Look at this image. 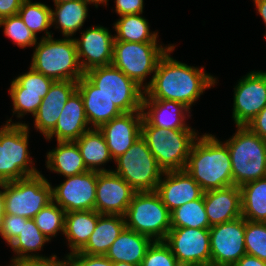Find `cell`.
I'll use <instances>...</instances> for the list:
<instances>
[{
    "label": "cell",
    "instance_id": "6da1fadb",
    "mask_svg": "<svg viewBox=\"0 0 266 266\" xmlns=\"http://www.w3.org/2000/svg\"><path fill=\"white\" fill-rule=\"evenodd\" d=\"M175 45L161 57L150 82L145 85L143 100H170L183 103L189 109L205 89L216 79L204 67L197 68L173 59L170 53Z\"/></svg>",
    "mask_w": 266,
    "mask_h": 266
},
{
    "label": "cell",
    "instance_id": "7a4b0ae2",
    "mask_svg": "<svg viewBox=\"0 0 266 266\" xmlns=\"http://www.w3.org/2000/svg\"><path fill=\"white\" fill-rule=\"evenodd\" d=\"M184 170L200 185L203 192L233 186L228 147L210 133L200 138L198 135Z\"/></svg>",
    "mask_w": 266,
    "mask_h": 266
},
{
    "label": "cell",
    "instance_id": "3957f363",
    "mask_svg": "<svg viewBox=\"0 0 266 266\" xmlns=\"http://www.w3.org/2000/svg\"><path fill=\"white\" fill-rule=\"evenodd\" d=\"M30 67L54 81H76L83 76L74 38H41L35 45Z\"/></svg>",
    "mask_w": 266,
    "mask_h": 266
},
{
    "label": "cell",
    "instance_id": "277c9868",
    "mask_svg": "<svg viewBox=\"0 0 266 266\" xmlns=\"http://www.w3.org/2000/svg\"><path fill=\"white\" fill-rule=\"evenodd\" d=\"M236 127V133L224 143L231 158L233 185L240 187L266 177V140L247 126Z\"/></svg>",
    "mask_w": 266,
    "mask_h": 266
},
{
    "label": "cell",
    "instance_id": "5b68a950",
    "mask_svg": "<svg viewBox=\"0 0 266 266\" xmlns=\"http://www.w3.org/2000/svg\"><path fill=\"white\" fill-rule=\"evenodd\" d=\"M197 135L193 129L167 131L151 126L144 118L141 123V137L164 172L185 169Z\"/></svg>",
    "mask_w": 266,
    "mask_h": 266
},
{
    "label": "cell",
    "instance_id": "8992f818",
    "mask_svg": "<svg viewBox=\"0 0 266 266\" xmlns=\"http://www.w3.org/2000/svg\"><path fill=\"white\" fill-rule=\"evenodd\" d=\"M11 122L10 118V120L0 128L1 183L16 181L40 173L32 166L34 164L29 156L28 125L26 123Z\"/></svg>",
    "mask_w": 266,
    "mask_h": 266
},
{
    "label": "cell",
    "instance_id": "52a82bcc",
    "mask_svg": "<svg viewBox=\"0 0 266 266\" xmlns=\"http://www.w3.org/2000/svg\"><path fill=\"white\" fill-rule=\"evenodd\" d=\"M124 218L126 228L154 241H164L171 229V213L156 191L135 192Z\"/></svg>",
    "mask_w": 266,
    "mask_h": 266
},
{
    "label": "cell",
    "instance_id": "ba28073f",
    "mask_svg": "<svg viewBox=\"0 0 266 266\" xmlns=\"http://www.w3.org/2000/svg\"><path fill=\"white\" fill-rule=\"evenodd\" d=\"M114 161L117 168L111 171L123 178L135 192L156 191L164 171L141 136Z\"/></svg>",
    "mask_w": 266,
    "mask_h": 266
},
{
    "label": "cell",
    "instance_id": "9c48e42d",
    "mask_svg": "<svg viewBox=\"0 0 266 266\" xmlns=\"http://www.w3.org/2000/svg\"><path fill=\"white\" fill-rule=\"evenodd\" d=\"M84 75L122 112H142L145 90L112 64L89 69Z\"/></svg>",
    "mask_w": 266,
    "mask_h": 266
},
{
    "label": "cell",
    "instance_id": "30bf717a",
    "mask_svg": "<svg viewBox=\"0 0 266 266\" xmlns=\"http://www.w3.org/2000/svg\"><path fill=\"white\" fill-rule=\"evenodd\" d=\"M171 46L163 47L157 42L114 41L111 64L145 90L144 80L155 73L159 60Z\"/></svg>",
    "mask_w": 266,
    "mask_h": 266
},
{
    "label": "cell",
    "instance_id": "8fae6325",
    "mask_svg": "<svg viewBox=\"0 0 266 266\" xmlns=\"http://www.w3.org/2000/svg\"><path fill=\"white\" fill-rule=\"evenodd\" d=\"M52 187L41 174L5 183V214L33 219L52 202Z\"/></svg>",
    "mask_w": 266,
    "mask_h": 266
},
{
    "label": "cell",
    "instance_id": "7c38bea8",
    "mask_svg": "<svg viewBox=\"0 0 266 266\" xmlns=\"http://www.w3.org/2000/svg\"><path fill=\"white\" fill-rule=\"evenodd\" d=\"M245 228L242 216L209 228L211 266H233L246 254Z\"/></svg>",
    "mask_w": 266,
    "mask_h": 266
},
{
    "label": "cell",
    "instance_id": "4fadbf2b",
    "mask_svg": "<svg viewBox=\"0 0 266 266\" xmlns=\"http://www.w3.org/2000/svg\"><path fill=\"white\" fill-rule=\"evenodd\" d=\"M164 242L178 262L211 266L209 229L171 228Z\"/></svg>",
    "mask_w": 266,
    "mask_h": 266
},
{
    "label": "cell",
    "instance_id": "5bb4252c",
    "mask_svg": "<svg viewBox=\"0 0 266 266\" xmlns=\"http://www.w3.org/2000/svg\"><path fill=\"white\" fill-rule=\"evenodd\" d=\"M243 77L234 88L232 117L236 126L248 125L266 107V72L252 71Z\"/></svg>",
    "mask_w": 266,
    "mask_h": 266
},
{
    "label": "cell",
    "instance_id": "9a60e30c",
    "mask_svg": "<svg viewBox=\"0 0 266 266\" xmlns=\"http://www.w3.org/2000/svg\"><path fill=\"white\" fill-rule=\"evenodd\" d=\"M98 171L67 176L66 180L52 187V201L66 213L70 211L95 210Z\"/></svg>",
    "mask_w": 266,
    "mask_h": 266
},
{
    "label": "cell",
    "instance_id": "2e32d148",
    "mask_svg": "<svg viewBox=\"0 0 266 266\" xmlns=\"http://www.w3.org/2000/svg\"><path fill=\"white\" fill-rule=\"evenodd\" d=\"M135 190L112 171L99 172L96 185L95 210L99 214L124 216Z\"/></svg>",
    "mask_w": 266,
    "mask_h": 266
},
{
    "label": "cell",
    "instance_id": "e0dca14e",
    "mask_svg": "<svg viewBox=\"0 0 266 266\" xmlns=\"http://www.w3.org/2000/svg\"><path fill=\"white\" fill-rule=\"evenodd\" d=\"M74 40L78 60L84 73L89 69L112 63L115 37L107 28L100 25L91 27L82 31L81 39L74 38Z\"/></svg>",
    "mask_w": 266,
    "mask_h": 266
},
{
    "label": "cell",
    "instance_id": "ac0fdd59",
    "mask_svg": "<svg viewBox=\"0 0 266 266\" xmlns=\"http://www.w3.org/2000/svg\"><path fill=\"white\" fill-rule=\"evenodd\" d=\"M142 120V112L122 113L98 128L106 140L113 160L126 153L141 136Z\"/></svg>",
    "mask_w": 266,
    "mask_h": 266
},
{
    "label": "cell",
    "instance_id": "d6986e66",
    "mask_svg": "<svg viewBox=\"0 0 266 266\" xmlns=\"http://www.w3.org/2000/svg\"><path fill=\"white\" fill-rule=\"evenodd\" d=\"M156 192L171 213L185 203L199 199L203 195L200 185L183 169L164 172Z\"/></svg>",
    "mask_w": 266,
    "mask_h": 266
},
{
    "label": "cell",
    "instance_id": "ffe728a7",
    "mask_svg": "<svg viewBox=\"0 0 266 266\" xmlns=\"http://www.w3.org/2000/svg\"><path fill=\"white\" fill-rule=\"evenodd\" d=\"M76 90L77 82L70 80L54 81L50 86L34 115L35 128L45 137L54 130L64 105Z\"/></svg>",
    "mask_w": 266,
    "mask_h": 266
},
{
    "label": "cell",
    "instance_id": "44dd1931",
    "mask_svg": "<svg viewBox=\"0 0 266 266\" xmlns=\"http://www.w3.org/2000/svg\"><path fill=\"white\" fill-rule=\"evenodd\" d=\"M204 206L209 225L222 224L242 216L239 186H229L204 192Z\"/></svg>",
    "mask_w": 266,
    "mask_h": 266
},
{
    "label": "cell",
    "instance_id": "7402d4cb",
    "mask_svg": "<svg viewBox=\"0 0 266 266\" xmlns=\"http://www.w3.org/2000/svg\"><path fill=\"white\" fill-rule=\"evenodd\" d=\"M89 129L83 99L76 90L64 105L54 130L45 139L55 136L57 142L76 141Z\"/></svg>",
    "mask_w": 266,
    "mask_h": 266
},
{
    "label": "cell",
    "instance_id": "603a6c76",
    "mask_svg": "<svg viewBox=\"0 0 266 266\" xmlns=\"http://www.w3.org/2000/svg\"><path fill=\"white\" fill-rule=\"evenodd\" d=\"M77 91L83 99L85 115L91 127L99 128L122 114L85 75L77 82Z\"/></svg>",
    "mask_w": 266,
    "mask_h": 266
},
{
    "label": "cell",
    "instance_id": "cb8c5ba5",
    "mask_svg": "<svg viewBox=\"0 0 266 266\" xmlns=\"http://www.w3.org/2000/svg\"><path fill=\"white\" fill-rule=\"evenodd\" d=\"M142 113L143 118L151 126L163 128L167 131L176 129H191V127L187 126L184 121L186 119V115L190 117L187 114L190 113V109L183 103L177 101L143 100Z\"/></svg>",
    "mask_w": 266,
    "mask_h": 266
},
{
    "label": "cell",
    "instance_id": "d4e9b609",
    "mask_svg": "<svg viewBox=\"0 0 266 266\" xmlns=\"http://www.w3.org/2000/svg\"><path fill=\"white\" fill-rule=\"evenodd\" d=\"M153 241L150 237L125 227L105 256L113 263L126 262L140 266Z\"/></svg>",
    "mask_w": 266,
    "mask_h": 266
},
{
    "label": "cell",
    "instance_id": "484cf974",
    "mask_svg": "<svg viewBox=\"0 0 266 266\" xmlns=\"http://www.w3.org/2000/svg\"><path fill=\"white\" fill-rule=\"evenodd\" d=\"M125 227L124 216L101 214L88 242L79 253L105 255Z\"/></svg>",
    "mask_w": 266,
    "mask_h": 266
},
{
    "label": "cell",
    "instance_id": "4316f807",
    "mask_svg": "<svg viewBox=\"0 0 266 266\" xmlns=\"http://www.w3.org/2000/svg\"><path fill=\"white\" fill-rule=\"evenodd\" d=\"M100 215L96 210L66 213L64 235L68 240L70 253L79 252L86 245Z\"/></svg>",
    "mask_w": 266,
    "mask_h": 266
},
{
    "label": "cell",
    "instance_id": "83f0119b",
    "mask_svg": "<svg viewBox=\"0 0 266 266\" xmlns=\"http://www.w3.org/2000/svg\"><path fill=\"white\" fill-rule=\"evenodd\" d=\"M46 167L64 177L89 171L75 141L57 142V147L47 153Z\"/></svg>",
    "mask_w": 266,
    "mask_h": 266
},
{
    "label": "cell",
    "instance_id": "f1b7e54d",
    "mask_svg": "<svg viewBox=\"0 0 266 266\" xmlns=\"http://www.w3.org/2000/svg\"><path fill=\"white\" fill-rule=\"evenodd\" d=\"M75 142L79 147L84 164L88 170L98 172L111 171L103 167L99 168L102 164L104 165V163L113 159L110 155L106 140L98 128L87 130Z\"/></svg>",
    "mask_w": 266,
    "mask_h": 266
},
{
    "label": "cell",
    "instance_id": "f546056e",
    "mask_svg": "<svg viewBox=\"0 0 266 266\" xmlns=\"http://www.w3.org/2000/svg\"><path fill=\"white\" fill-rule=\"evenodd\" d=\"M87 0H75L54 4L55 10L51 9V25L56 24L64 37H72L80 30L88 16Z\"/></svg>",
    "mask_w": 266,
    "mask_h": 266
},
{
    "label": "cell",
    "instance_id": "4dcf8cb0",
    "mask_svg": "<svg viewBox=\"0 0 266 266\" xmlns=\"http://www.w3.org/2000/svg\"><path fill=\"white\" fill-rule=\"evenodd\" d=\"M242 217L266 223V177L240 186Z\"/></svg>",
    "mask_w": 266,
    "mask_h": 266
},
{
    "label": "cell",
    "instance_id": "1f68e13d",
    "mask_svg": "<svg viewBox=\"0 0 266 266\" xmlns=\"http://www.w3.org/2000/svg\"><path fill=\"white\" fill-rule=\"evenodd\" d=\"M140 15L139 13L120 16L113 27L117 33L114 41L157 42V32L151 33L149 22Z\"/></svg>",
    "mask_w": 266,
    "mask_h": 266
},
{
    "label": "cell",
    "instance_id": "d6a6232c",
    "mask_svg": "<svg viewBox=\"0 0 266 266\" xmlns=\"http://www.w3.org/2000/svg\"><path fill=\"white\" fill-rule=\"evenodd\" d=\"M49 241L36 226L35 221L27 218L26 222H22L21 234L9 245L16 254L12 259L43 258L42 255L33 252L40 251Z\"/></svg>",
    "mask_w": 266,
    "mask_h": 266
},
{
    "label": "cell",
    "instance_id": "836d02e7",
    "mask_svg": "<svg viewBox=\"0 0 266 266\" xmlns=\"http://www.w3.org/2000/svg\"><path fill=\"white\" fill-rule=\"evenodd\" d=\"M210 227L204 206V193L199 199L185 203L171 212V228L209 229Z\"/></svg>",
    "mask_w": 266,
    "mask_h": 266
},
{
    "label": "cell",
    "instance_id": "e575fe53",
    "mask_svg": "<svg viewBox=\"0 0 266 266\" xmlns=\"http://www.w3.org/2000/svg\"><path fill=\"white\" fill-rule=\"evenodd\" d=\"M19 17L29 30L35 34L45 31V36L42 38L50 37L53 35L47 29L51 28V8L40 2H31V0H23L21 7L18 11Z\"/></svg>",
    "mask_w": 266,
    "mask_h": 266
},
{
    "label": "cell",
    "instance_id": "d590c367",
    "mask_svg": "<svg viewBox=\"0 0 266 266\" xmlns=\"http://www.w3.org/2000/svg\"><path fill=\"white\" fill-rule=\"evenodd\" d=\"M65 215L66 212L53 201L33 218L36 226L42 232V234L51 240V237H55L58 231L63 232L65 230Z\"/></svg>",
    "mask_w": 266,
    "mask_h": 266
},
{
    "label": "cell",
    "instance_id": "8d00e7d4",
    "mask_svg": "<svg viewBox=\"0 0 266 266\" xmlns=\"http://www.w3.org/2000/svg\"><path fill=\"white\" fill-rule=\"evenodd\" d=\"M53 82L52 78L46 77L30 67L28 72L16 77L11 82L9 93L42 94L43 99Z\"/></svg>",
    "mask_w": 266,
    "mask_h": 266
},
{
    "label": "cell",
    "instance_id": "74e56055",
    "mask_svg": "<svg viewBox=\"0 0 266 266\" xmlns=\"http://www.w3.org/2000/svg\"><path fill=\"white\" fill-rule=\"evenodd\" d=\"M246 254L266 261V223L246 220Z\"/></svg>",
    "mask_w": 266,
    "mask_h": 266
},
{
    "label": "cell",
    "instance_id": "f35d334b",
    "mask_svg": "<svg viewBox=\"0 0 266 266\" xmlns=\"http://www.w3.org/2000/svg\"><path fill=\"white\" fill-rule=\"evenodd\" d=\"M0 26H4V34L20 48L32 47L37 43V37L23 23L19 15L9 16L0 20Z\"/></svg>",
    "mask_w": 266,
    "mask_h": 266
},
{
    "label": "cell",
    "instance_id": "ab89813d",
    "mask_svg": "<svg viewBox=\"0 0 266 266\" xmlns=\"http://www.w3.org/2000/svg\"><path fill=\"white\" fill-rule=\"evenodd\" d=\"M176 257L164 241H153L140 266H175Z\"/></svg>",
    "mask_w": 266,
    "mask_h": 266
},
{
    "label": "cell",
    "instance_id": "60d3db41",
    "mask_svg": "<svg viewBox=\"0 0 266 266\" xmlns=\"http://www.w3.org/2000/svg\"><path fill=\"white\" fill-rule=\"evenodd\" d=\"M13 102V113L17 117H23L27 113L34 116L42 103V94L32 93H9ZM17 112V113H16Z\"/></svg>",
    "mask_w": 266,
    "mask_h": 266
},
{
    "label": "cell",
    "instance_id": "b9f144b4",
    "mask_svg": "<svg viewBox=\"0 0 266 266\" xmlns=\"http://www.w3.org/2000/svg\"><path fill=\"white\" fill-rule=\"evenodd\" d=\"M68 266H113V262L105 255H88L79 252L69 253L66 256Z\"/></svg>",
    "mask_w": 266,
    "mask_h": 266
},
{
    "label": "cell",
    "instance_id": "7bdbcfd3",
    "mask_svg": "<svg viewBox=\"0 0 266 266\" xmlns=\"http://www.w3.org/2000/svg\"><path fill=\"white\" fill-rule=\"evenodd\" d=\"M27 218L12 214H5L2 228V238L10 245L21 234L22 222Z\"/></svg>",
    "mask_w": 266,
    "mask_h": 266
},
{
    "label": "cell",
    "instance_id": "ee69618b",
    "mask_svg": "<svg viewBox=\"0 0 266 266\" xmlns=\"http://www.w3.org/2000/svg\"><path fill=\"white\" fill-rule=\"evenodd\" d=\"M64 258L65 260L60 261L56 255H52L43 258L11 259L12 262L8 266H68L67 258Z\"/></svg>",
    "mask_w": 266,
    "mask_h": 266
},
{
    "label": "cell",
    "instance_id": "f6af8a7d",
    "mask_svg": "<svg viewBox=\"0 0 266 266\" xmlns=\"http://www.w3.org/2000/svg\"><path fill=\"white\" fill-rule=\"evenodd\" d=\"M143 0H115V12L119 16L142 14L144 8Z\"/></svg>",
    "mask_w": 266,
    "mask_h": 266
},
{
    "label": "cell",
    "instance_id": "bcb514c9",
    "mask_svg": "<svg viewBox=\"0 0 266 266\" xmlns=\"http://www.w3.org/2000/svg\"><path fill=\"white\" fill-rule=\"evenodd\" d=\"M246 126L260 138L266 140V107Z\"/></svg>",
    "mask_w": 266,
    "mask_h": 266
},
{
    "label": "cell",
    "instance_id": "7dc6e473",
    "mask_svg": "<svg viewBox=\"0 0 266 266\" xmlns=\"http://www.w3.org/2000/svg\"><path fill=\"white\" fill-rule=\"evenodd\" d=\"M23 0H0V20L18 15Z\"/></svg>",
    "mask_w": 266,
    "mask_h": 266
},
{
    "label": "cell",
    "instance_id": "c3c4849f",
    "mask_svg": "<svg viewBox=\"0 0 266 266\" xmlns=\"http://www.w3.org/2000/svg\"><path fill=\"white\" fill-rule=\"evenodd\" d=\"M233 266H266V261H262L255 256L245 254Z\"/></svg>",
    "mask_w": 266,
    "mask_h": 266
},
{
    "label": "cell",
    "instance_id": "681fc988",
    "mask_svg": "<svg viewBox=\"0 0 266 266\" xmlns=\"http://www.w3.org/2000/svg\"><path fill=\"white\" fill-rule=\"evenodd\" d=\"M254 3L256 5V10L258 11L259 15H261L262 20L264 21L266 25V0H254ZM266 38V34H265Z\"/></svg>",
    "mask_w": 266,
    "mask_h": 266
},
{
    "label": "cell",
    "instance_id": "f907efd6",
    "mask_svg": "<svg viewBox=\"0 0 266 266\" xmlns=\"http://www.w3.org/2000/svg\"><path fill=\"white\" fill-rule=\"evenodd\" d=\"M0 187V215H5V183H1Z\"/></svg>",
    "mask_w": 266,
    "mask_h": 266
},
{
    "label": "cell",
    "instance_id": "816d5d0a",
    "mask_svg": "<svg viewBox=\"0 0 266 266\" xmlns=\"http://www.w3.org/2000/svg\"><path fill=\"white\" fill-rule=\"evenodd\" d=\"M91 2L92 4H95V7L97 8L99 4L107 5L108 0H87Z\"/></svg>",
    "mask_w": 266,
    "mask_h": 266
},
{
    "label": "cell",
    "instance_id": "f5cc1de1",
    "mask_svg": "<svg viewBox=\"0 0 266 266\" xmlns=\"http://www.w3.org/2000/svg\"><path fill=\"white\" fill-rule=\"evenodd\" d=\"M113 266H134V265L126 263V262H117V263H113Z\"/></svg>",
    "mask_w": 266,
    "mask_h": 266
},
{
    "label": "cell",
    "instance_id": "db71d44e",
    "mask_svg": "<svg viewBox=\"0 0 266 266\" xmlns=\"http://www.w3.org/2000/svg\"><path fill=\"white\" fill-rule=\"evenodd\" d=\"M5 215H0V235L2 236L3 220Z\"/></svg>",
    "mask_w": 266,
    "mask_h": 266
},
{
    "label": "cell",
    "instance_id": "11a10c76",
    "mask_svg": "<svg viewBox=\"0 0 266 266\" xmlns=\"http://www.w3.org/2000/svg\"><path fill=\"white\" fill-rule=\"evenodd\" d=\"M70 1H75V0H53L54 4L63 3V2H70Z\"/></svg>",
    "mask_w": 266,
    "mask_h": 266
},
{
    "label": "cell",
    "instance_id": "9f6ffc18",
    "mask_svg": "<svg viewBox=\"0 0 266 266\" xmlns=\"http://www.w3.org/2000/svg\"><path fill=\"white\" fill-rule=\"evenodd\" d=\"M175 266H194V265H191V264H185V263H181V262H177L175 264Z\"/></svg>",
    "mask_w": 266,
    "mask_h": 266
}]
</instances>
